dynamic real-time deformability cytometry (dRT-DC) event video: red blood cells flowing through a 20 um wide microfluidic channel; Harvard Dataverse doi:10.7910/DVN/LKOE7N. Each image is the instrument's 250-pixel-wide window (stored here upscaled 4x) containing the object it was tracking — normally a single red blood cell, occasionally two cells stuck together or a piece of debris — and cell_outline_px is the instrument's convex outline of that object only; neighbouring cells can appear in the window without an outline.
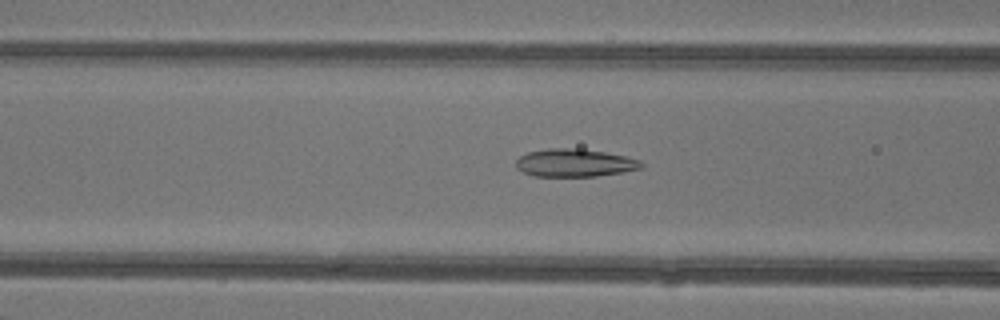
{"species": "common noctule bat (a hibernating species)", "species_latin": "Nyctalus noctula", "temperature_condition": "warm", "stored_images_in_passage": 48, "camera_frame_rate_fps": 3000, "um_per_image_px": 0.085, "animal": {"sex": "female"}, "frame": {"image": 1, "passage_image": 20, "time_ms": 6.333, "image_size_px": [1000, 320], "cell_outline_px": [[644, 168], [596, 176], [532, 176], [516, 168], [516, 160], [520, 156], [528, 152], [548, 148], [580, 148], [604, 152], [624, 156], [640, 160], [644, 164]], "centroid_in_image_um": [48.84, 13.84], "position_along_channel_um": 117.8, "area_um2": 20.35}}
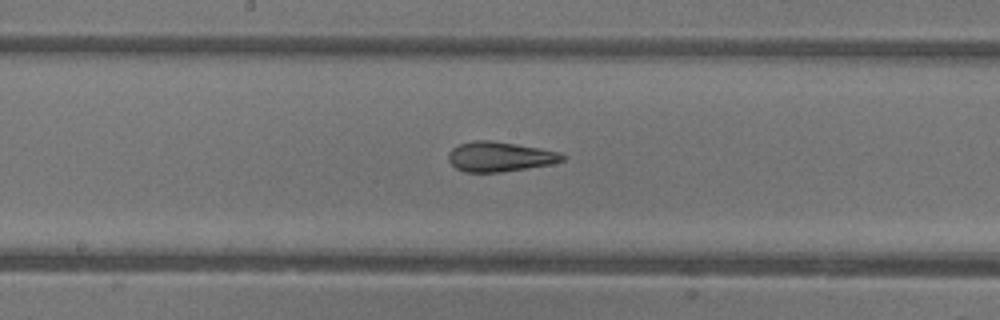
{"frame": {"image": 2, "passage_image": 26, "time_ms": 8.333, "image_size_px": [1000, 320], "cell_outline_px": [[568, 156], [564, 160], [552, 164], [500, 172], [464, 172], [456, 168], [448, 160], [448, 152], [452, 148], [460, 144], [472, 140], [488, 140], [516, 144], [560, 152]], "centroid_in_image_um": [42.48, 13.31], "position_along_channel_um": 205.7, "area_um2": 19.83}}
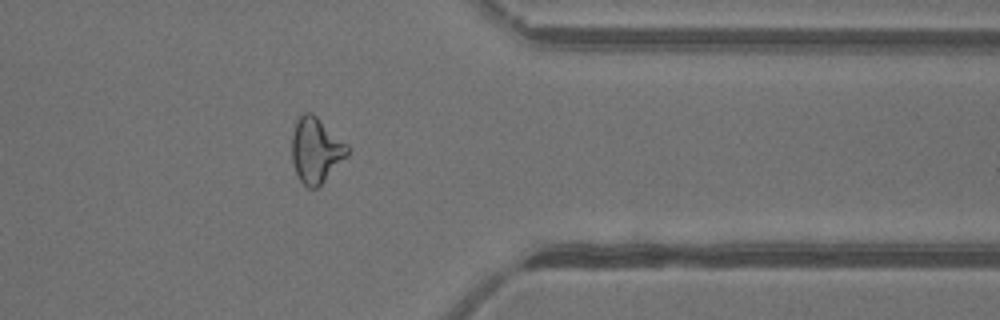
{"frame": {"image": 3, "passage_image": 39, "time_ms": 12.667, "image_size_px": [1000, 320], "cell_outline_px": [[348, 156], [316, 188], [308, 188], [300, 180], [296, 172], [292, 160], [292, 132], [296, 120], [304, 112], [312, 112], [348, 144]], "centroid_in_image_um": [26.85, 12.74], "position_along_channel_um": 384.6, "area_um2": 21.04}, "authors_computed_cell_mechanics": {"area_um2": 21.9062, "velocity_mm_per_s": 4.3868, "shape_relaxation_time_tau1_ms": null, "shape_relaxation_time_tau2_ms": 1.1352, "deformation_change_tau1": null, "deformation_change_tau2": 0.089}}